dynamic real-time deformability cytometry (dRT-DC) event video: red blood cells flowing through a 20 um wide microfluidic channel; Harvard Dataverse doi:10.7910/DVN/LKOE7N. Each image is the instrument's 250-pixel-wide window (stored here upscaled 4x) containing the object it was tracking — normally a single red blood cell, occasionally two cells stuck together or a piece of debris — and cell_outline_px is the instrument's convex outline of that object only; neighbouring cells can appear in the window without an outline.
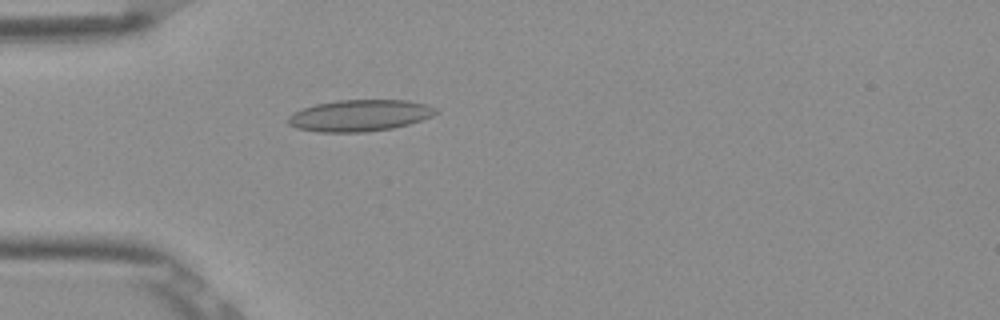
{"species": "Egyptian fruit bat (a non-hibernating species)", "species_latin": "Rousettus aegyptiacus", "temperature_condition": "room temperature", "stored_images_in_passage": 50, "camera_frame_rate_fps": 3000, "um_per_image_px": 0.085, "frame": {"image": 1, "passage_image": 13, "time_ms": 4.0, "image_size_px": [1000, 320], "cell_outline_px": [[440, 112], [432, 116], [408, 124], [392, 128], [368, 132], [316, 132], [296, 128], [288, 124], [288, 116], [292, 112], [316, 104], [336, 100], [408, 100], [424, 104], [436, 108]], "centroid_in_image_um": [30.55, 9.82], "position_along_channel_um": 54.4, "area_um2": 27.22}}
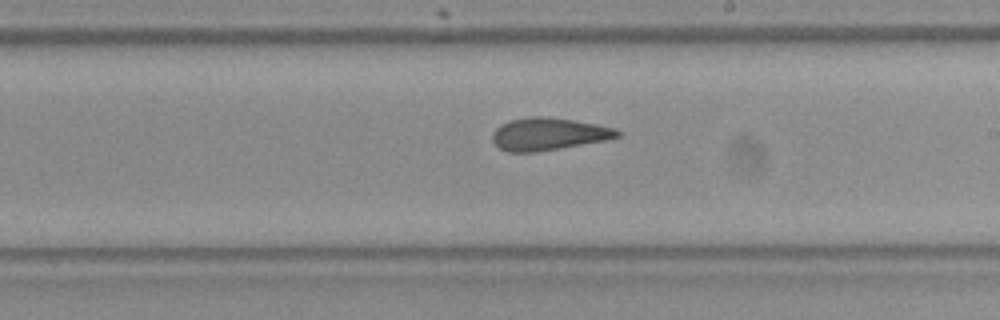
{"frame": {"image": 2, "passage_image": 28, "time_ms": 9.0, "image_size_px": [1000, 320], "cell_outline_px": [[620, 136], [608, 140], [536, 152], [508, 152], [500, 148], [492, 140], [492, 132], [500, 124], [508, 120], [532, 116], [548, 116], [596, 124], [616, 128], [620, 132]], "centroid_in_image_um": [46.61, 11.38], "position_along_channel_um": 242.4, "area_um2": 23.76}}
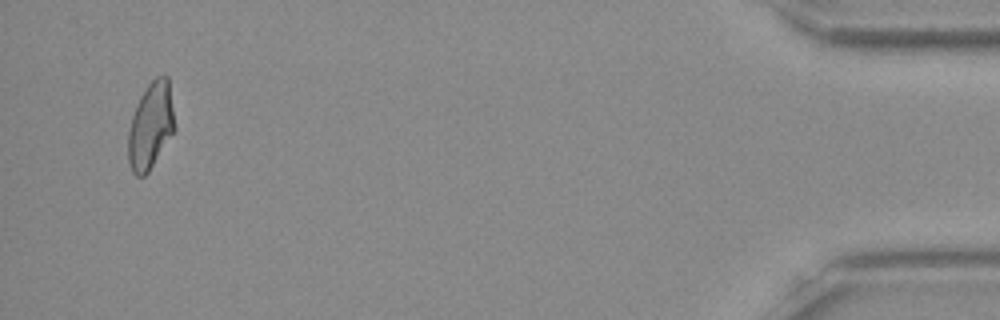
{"frame": {"image": 3, "passage_image": 48, "time_ms": 15.667, "image_size_px": [1000, 320], "cell_outline_px": [[176, 128], [148, 172], [144, 176], [136, 176], [132, 172], [128, 164], [128, 132], [132, 116], [140, 96], [148, 84], [156, 76], [168, 76]], "centroid_in_image_um": [12.8, 10.69], "position_along_channel_um": 422.4, "area_um2": 23.41}, "authors_computed_cell_mechanics": {"area_um2": 24.1026, "velocity_mm_per_s": 3.8991, "shape_relaxation_time_tau1_ms": null, "shape_relaxation_time_tau2_ms": 1.5588, "deformation_change_tau1": null, "deformation_change_tau2": 0.0948}}